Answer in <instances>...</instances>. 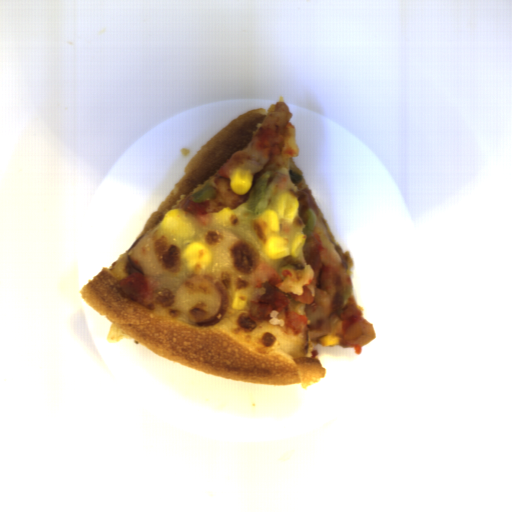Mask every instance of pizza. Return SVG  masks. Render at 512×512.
Here are the masks:
<instances>
[{
  "mask_svg": "<svg viewBox=\"0 0 512 512\" xmlns=\"http://www.w3.org/2000/svg\"><path fill=\"white\" fill-rule=\"evenodd\" d=\"M275 107L276 104H271L267 109L245 111L203 145L184 166L182 178L146 219L131 246L81 287L82 300L112 322L105 337L109 344L131 337L158 357L214 377L259 385L300 384L303 390L326 376L313 344H322L321 338L336 334L340 336L336 344L346 349L352 347L345 341L342 311L350 298L357 304L350 278L355 260L348 249L343 253L303 171L292 159L300 154L296 126L287 120L288 134L284 135L278 154L255 146V134L265 128L267 116ZM238 167L251 170L254 179L267 170L272 172L270 193L256 209L251 212L245 204H239L234 210L238 225L224 227L217 211L208 213V224L187 213L194 228L190 238L160 228L170 209H181L184 201L191 199L188 196L205 185L214 187L217 178L229 180L233 168ZM281 188L298 194L296 220H279L280 233L288 241L302 232L305 209L314 210L316 225L312 233L320 236L323 247V267L319 271L314 272L308 265L302 268L290 257L271 259L266 255L252 219L271 207ZM194 241L213 250V262L205 271H188L187 262L181 257L183 249ZM259 265H268L278 272L277 287L285 294L300 295L303 286L317 294L308 303L289 299L291 310L306 314L305 332L295 335L289 331L284 323V310H272V318L260 324L251 321L246 306L241 310L231 306L235 290L246 286L250 301L265 292L264 287H251L253 272ZM133 273L150 274L159 282L154 290L153 311L118 291L115 284ZM196 273H208L222 280L229 290L228 312L211 327H197L185 316L198 303L197 292L185 286L175 294L181 282Z\"/></svg>",
  "mask_w": 512,
  "mask_h": 512,
  "instance_id": "obj_1",
  "label": "pizza"
}]
</instances>
